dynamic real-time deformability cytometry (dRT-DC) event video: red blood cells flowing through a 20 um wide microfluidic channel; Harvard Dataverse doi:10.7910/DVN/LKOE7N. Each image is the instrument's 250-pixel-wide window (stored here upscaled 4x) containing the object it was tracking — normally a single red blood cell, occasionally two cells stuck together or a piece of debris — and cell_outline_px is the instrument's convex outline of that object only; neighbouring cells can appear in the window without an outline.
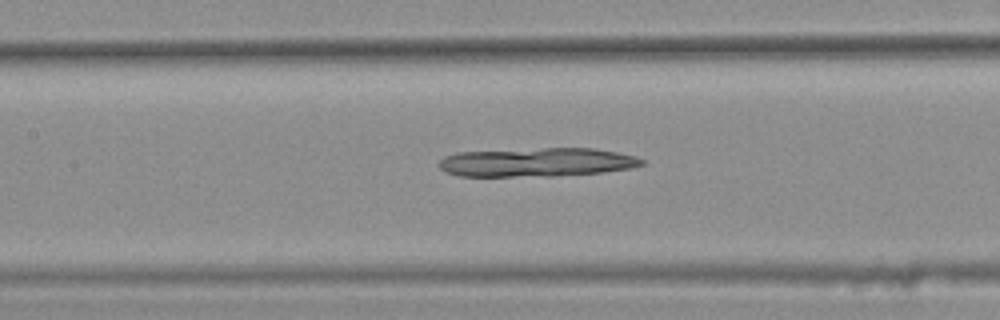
{"species": "common noctule bat (a hibernating species)", "species_latin": "Nyctalus noctula", "temperature_condition": "warm", "stored_images_in_passage": 45, "camera_frame_rate_fps": 3000, "um_per_image_px": 0.085, "animal": {"sex": "female", "body_mass_g": 25.1}, "frame": {"image": 1, "passage_image": 23, "time_ms": 7.333, "image_size_px": [1000, 320], "cell_outline_px": [[644, 164], [632, 168], [604, 172], [556, 176], [460, 176], [444, 172], [436, 164], [444, 156], [456, 152], [544, 148], [592, 148], [616, 152], [636, 156], [644, 160]], "centroid_in_image_um": [45.61, 13.79], "position_along_channel_um": 161.8, "area_um2": 34.33}}
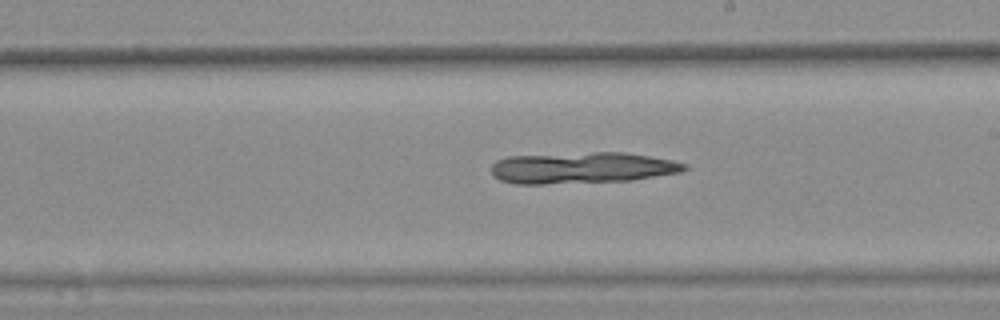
{"frame": {"image": 2, "passage_image": 29, "time_ms": 9.333, "image_size_px": [1000, 320], "cell_outline_px": [[688, 168], [680, 172], [632, 180], [544, 184], [516, 184], [500, 180], [492, 176], [492, 164], [496, 160], [508, 156], [592, 152], [624, 152], [672, 160], [688, 164]], "centroid_in_image_um": [49.45, 14.26], "position_along_channel_um": 239.6, "area_um2": 35.32}}
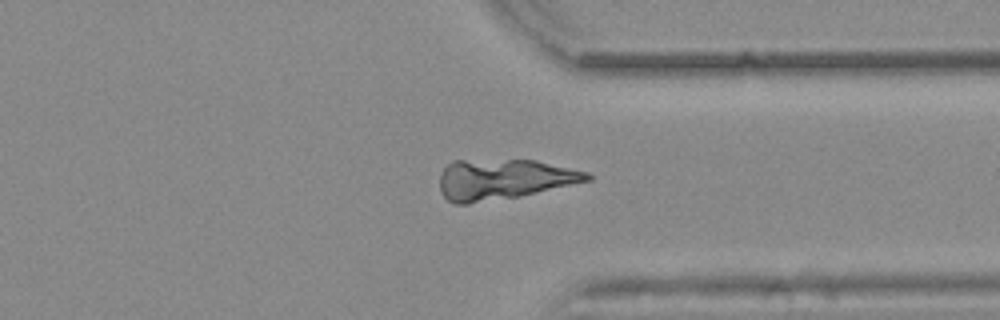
{"frame": {"image": 3, "passage_image": 39, "time_ms": 12.667, "image_size_px": [1000, 320], "cell_outline_px": [[592, 180], [520, 196], [468, 204], [452, 204], [440, 192], [440, 172], [452, 160], [536, 160], [588, 172], [592, 176]], "centroid_in_image_um": [42.78, 15.24], "position_along_channel_um": 368.6, "area_um2": 34.8}}